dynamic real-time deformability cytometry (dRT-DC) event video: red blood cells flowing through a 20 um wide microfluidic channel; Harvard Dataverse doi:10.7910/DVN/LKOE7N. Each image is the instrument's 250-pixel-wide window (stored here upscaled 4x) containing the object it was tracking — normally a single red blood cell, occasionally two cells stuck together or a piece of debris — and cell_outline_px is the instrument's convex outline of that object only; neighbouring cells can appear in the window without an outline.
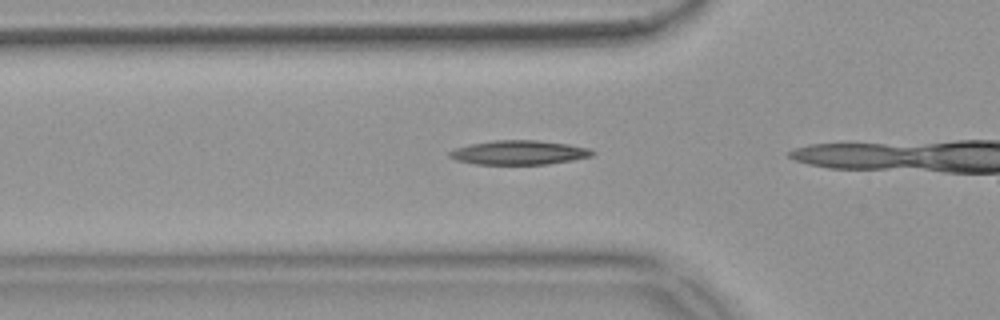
{"species": "common noctule bat (a hibernating species)", "species_latin": "Nyctalus noctula", "temperature_condition": "warm", "stored_images_in_passage": 19, "camera_frame_rate_fps": 3000, "um_per_image_px": 0.085, "animal": {"sex": "female", "body_mass_g": 18.4}, "frame": {"image": 1, "passage_image": 4, "time_ms": 1.0, "image_size_px": [1000, 320], "cell_outline_px": [[596, 152], [592, 156], [572, 160], [548, 164], [476, 164], [456, 160], [448, 156], [448, 152], [456, 148], [472, 144], [492, 140], [536, 140], [568, 144], [592, 148]], "centroid_in_image_um": [44.15, 12.96], "position_along_channel_um": 81.6, "area_um2": 20.17}}
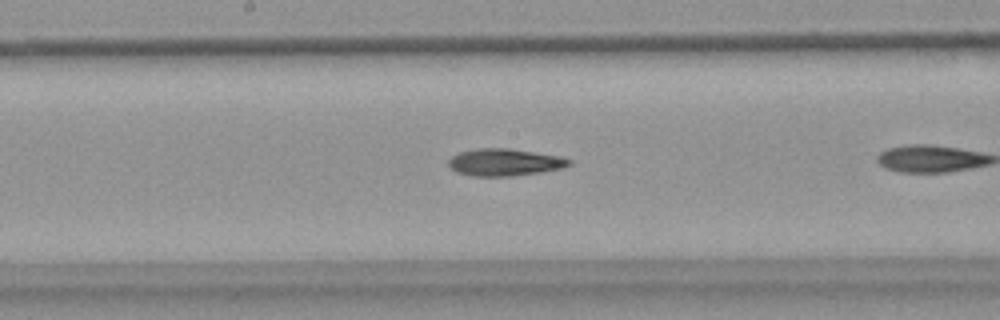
{"frame": {"image": 2, "passage_image": 14, "time_ms": 4.333, "image_size_px": [1000, 320], "cell_outline_px": [[572, 164], [564, 168], [540, 172], [512, 176], [472, 176], [456, 172], [448, 168], [448, 160], [452, 156], [460, 152], [480, 148], [508, 148], [560, 156], [572, 160]], "centroid_in_image_um": [42.89, 13.8], "position_along_channel_um": 205.3, "area_um2": 19.19}}